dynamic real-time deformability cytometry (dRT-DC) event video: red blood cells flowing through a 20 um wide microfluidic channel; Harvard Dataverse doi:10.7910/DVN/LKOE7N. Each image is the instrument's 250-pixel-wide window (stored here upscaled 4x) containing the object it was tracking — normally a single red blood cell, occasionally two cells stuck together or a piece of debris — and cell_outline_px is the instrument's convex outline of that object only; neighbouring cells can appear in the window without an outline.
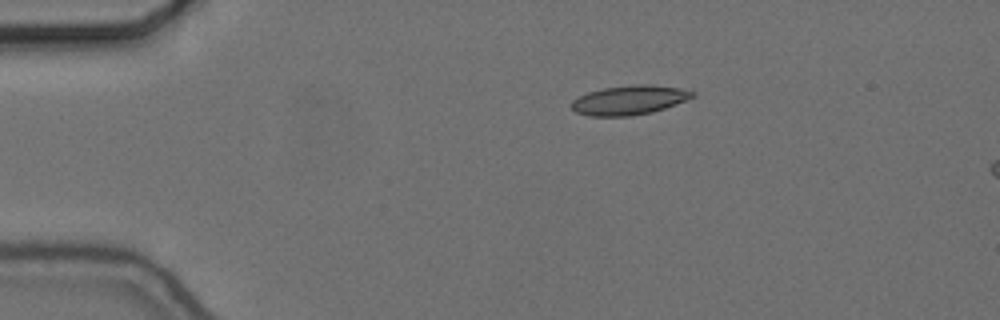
{"species": "common noctule bat (a hibernating species)", "species_latin": "Nyctalus noctula", "temperature_condition": "cold", "stored_images_in_passage": 7, "camera_frame_rate_fps": 3000, "um_per_image_px": 0.085, "animal": {"sex": "female", "body_mass_g": 24.6, "forearm_length_mm": 56.2}, "frame": {"image": 1, "passage_image": 1, "time_ms": 0.0, "image_size_px": [1000, 320], "cell_outline_px": [[696, 96], [664, 108], [652, 112], [632, 116], [588, 116], [576, 112], [572, 108], [572, 100], [588, 92], [604, 88], [636, 84], [648, 84], [680, 88], [696, 92]], "centroid_in_image_um": [53.5, 8.51], "position_along_channel_um": 31.5, "area_um2": 20.58}}